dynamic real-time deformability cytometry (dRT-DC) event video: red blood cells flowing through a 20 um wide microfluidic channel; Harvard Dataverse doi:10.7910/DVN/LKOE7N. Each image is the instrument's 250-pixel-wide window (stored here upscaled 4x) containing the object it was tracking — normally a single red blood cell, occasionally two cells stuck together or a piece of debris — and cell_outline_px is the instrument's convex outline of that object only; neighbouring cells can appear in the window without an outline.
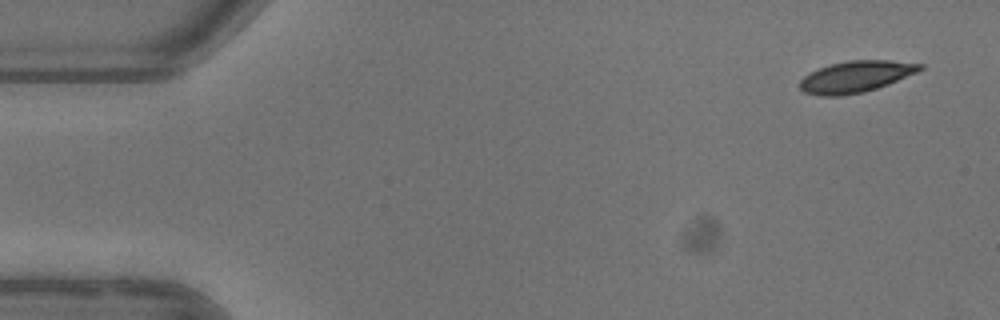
{"species": "common noctule bat (a hibernating species)", "species_latin": "Nyctalus noctula", "temperature_condition": "warm", "stored_images_in_passage": 6, "segment_of_instrument_passage": [2, 2], "camera_frame_rate_fps": 3000, "um_per_image_px": 0.085, "animal": {"sex": "female"}, "frame": {"image": 1, "passage_image": 6, "time_ms": 8.0, "image_size_px": [1000, 320], "cell_outline_px": [[924, 68], [916, 72], [888, 84], [864, 92], [840, 96], [820, 96], [804, 92], [800, 88], [800, 80], [804, 76], [820, 68], [832, 64], [848, 60], [888, 60], [924, 64]], "centroid_in_image_um": [72.74, 6.52], "position_along_channel_um": 12.3, "area_um2": 21.79}}